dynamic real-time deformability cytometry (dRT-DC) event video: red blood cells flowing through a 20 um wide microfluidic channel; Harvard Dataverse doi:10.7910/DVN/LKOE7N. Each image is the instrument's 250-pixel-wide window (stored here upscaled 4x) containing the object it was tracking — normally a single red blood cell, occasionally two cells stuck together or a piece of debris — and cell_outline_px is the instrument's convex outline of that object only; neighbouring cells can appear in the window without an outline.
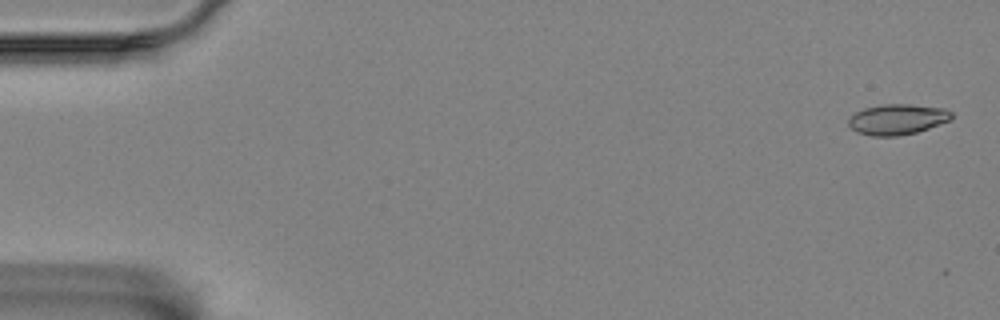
{"species": "Egyptian fruit bat (a non-hibernating species)", "species_latin": "Rousettus aegyptiacus", "temperature_condition": "room temperature", "stored_images_in_passage": 21, "camera_frame_rate_fps": 3000, "um_per_image_px": 0.085, "animal": {"sex": "female"}, "frame": {"image": 1, "passage_image": 2, "time_ms": 0.333, "image_size_px": [1000, 320], "cell_outline_px": [[952, 116], [948, 120], [928, 128], [916, 132], [896, 136], [872, 136], [856, 132], [848, 124], [848, 120], [856, 112], [864, 108], [884, 104], [908, 104], [944, 108], [952, 112]], "centroid_in_image_um": [76.25, 10.14], "position_along_channel_um": 8.8, "area_um2": 18.09}}
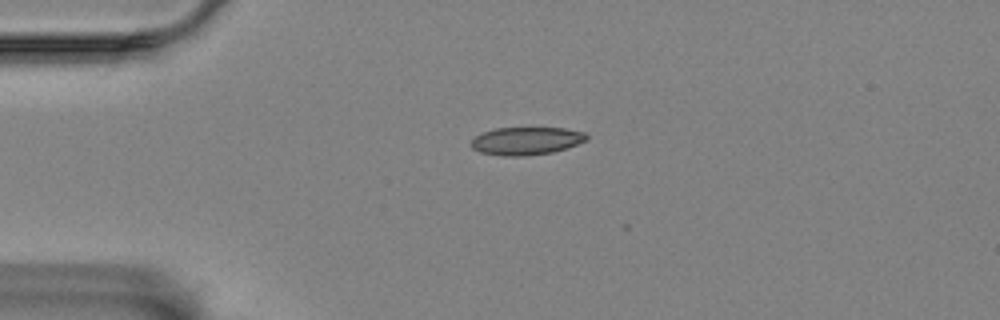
{"frame": {"image": 2, "passage_image": 14, "time_ms": 4.333, "image_size_px": [1000, 320], "cell_outline_px": [[588, 140], [552, 152], [524, 156], [504, 156], [480, 152], [472, 148], [468, 144], [476, 136], [484, 132], [496, 128], [564, 128], [584, 132], [588, 136]], "centroid_in_image_um": [44.71, 11.97], "position_along_channel_um": 40.3, "area_um2": 18.61}}
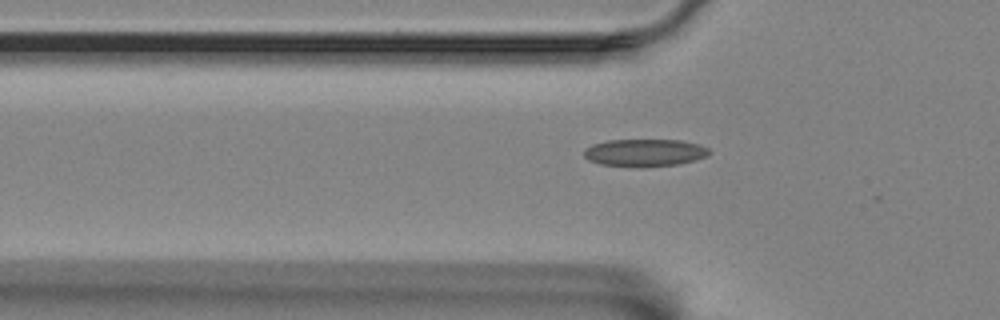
{"frame": {"image": 3, "passage_image": 19, "time_ms": 6.0, "image_size_px": [1000, 320], "cell_outline_px": [[712, 152], [708, 156], [676, 164], [640, 168], [600, 164], [588, 160], [584, 156], [584, 148], [592, 144], [608, 140], [680, 140], [700, 144], [708, 148]], "centroid_in_image_um": [54.78, 12.98], "position_along_channel_um": 71.0, "area_um2": 20.23}}